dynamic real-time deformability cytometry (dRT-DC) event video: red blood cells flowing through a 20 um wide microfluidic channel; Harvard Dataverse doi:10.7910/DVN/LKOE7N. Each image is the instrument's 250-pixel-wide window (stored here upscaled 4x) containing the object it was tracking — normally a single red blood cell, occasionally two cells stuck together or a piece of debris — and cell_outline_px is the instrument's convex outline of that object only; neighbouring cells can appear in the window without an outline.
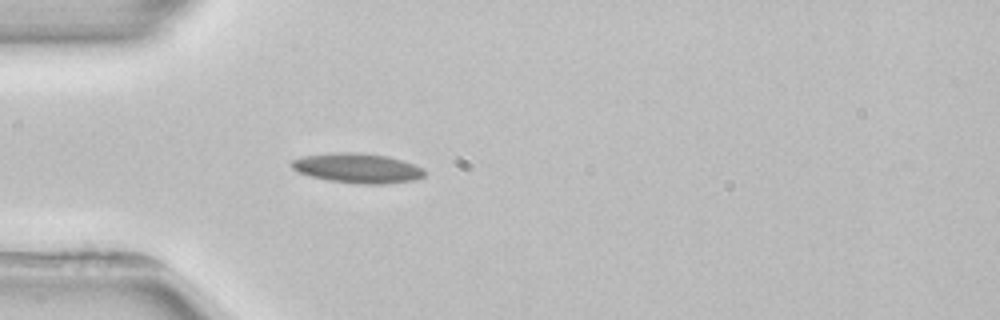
{"species": "common noctule bat (a hibernating species)", "species_latin": "Nyctalus noctula", "temperature_condition": "room temperature", "stored_images_in_passage": 2, "camera_frame_rate_fps": 3000, "um_per_image_px": 0.085, "animal": {"sex": "female", "body_mass_g": 22.7, "forearm_length_mm": 54.2}, "frame": {"image": 1, "passage_image": 2, "time_ms": 1.667, "image_size_px": [1000, 320], "cell_outline_px": [[424, 176], [416, 180], [388, 184], [356, 184], [328, 180], [296, 172], [288, 164], [292, 160], [304, 156], [328, 152], [356, 152], [388, 156], [424, 168]], "centroid_in_image_um": [30.36, 14.29], "position_along_channel_um": 54.6, "area_um2": 23.29}}